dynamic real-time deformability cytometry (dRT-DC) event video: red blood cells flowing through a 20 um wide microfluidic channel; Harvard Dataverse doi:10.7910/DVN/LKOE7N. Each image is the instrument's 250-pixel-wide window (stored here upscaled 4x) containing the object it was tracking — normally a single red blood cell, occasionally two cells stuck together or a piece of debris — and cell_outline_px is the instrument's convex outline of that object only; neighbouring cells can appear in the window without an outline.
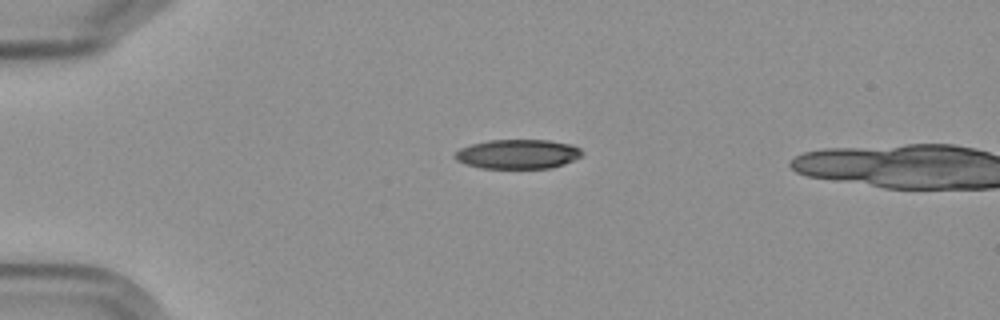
{"species": "Egyptian fruit bat (a non-hibernating species)", "species_latin": "Rousettus aegyptiacus", "temperature_condition": "cold", "stored_images_in_passage": 2, "camera_frame_rate_fps": 3000, "um_per_image_px": 0.085, "frame": {"image": 1, "passage_image": 1, "time_ms": 0.0, "image_size_px": [1000, 320], "cell_outline_px": [[584, 152], [580, 156], [564, 164], [548, 168], [480, 168], [464, 164], [456, 160], [452, 156], [460, 148], [472, 144], [488, 140], [548, 140], [572, 144], [580, 148]], "centroid_in_image_um": [43.99, 13.09], "position_along_channel_um": 41.0, "area_um2": 21.85}}